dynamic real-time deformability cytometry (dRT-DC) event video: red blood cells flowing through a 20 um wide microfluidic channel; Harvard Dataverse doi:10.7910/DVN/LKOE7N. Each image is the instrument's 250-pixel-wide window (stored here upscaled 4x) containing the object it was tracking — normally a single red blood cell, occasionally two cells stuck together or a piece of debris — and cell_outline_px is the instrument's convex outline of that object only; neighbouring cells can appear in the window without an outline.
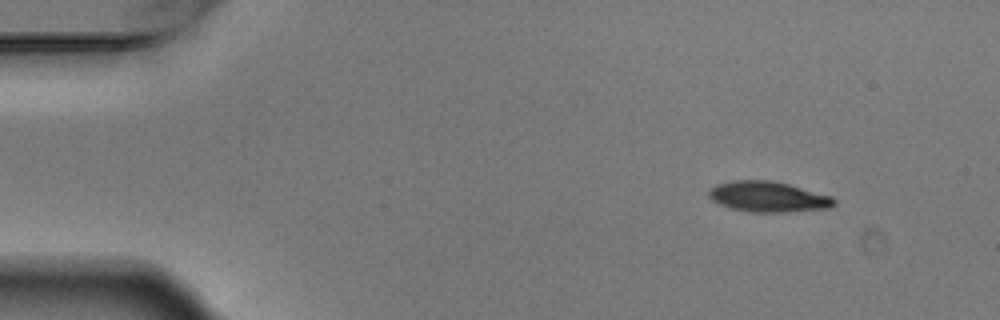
{"species": "Egyptian fruit bat (a non-hibernating species)", "species_latin": "Rousettus aegyptiacus", "temperature_condition": "warm", "stored_images_in_passage": 5, "camera_frame_rate_fps": 3000, "um_per_image_px": 0.085, "animal": {"sex": "male"}, "frame": {"image": 1, "passage_image": 1, "time_ms": 0.0, "image_size_px": [1000, 320], "cell_outline_px": [[836, 204], [832, 208], [788, 212], [752, 212], [732, 208], [720, 204], [712, 200], [708, 196], [708, 188], [716, 184], [732, 180], [772, 180], [788, 184], [832, 196], [836, 200]], "centroid_in_image_um": [65.3, 16.72], "position_along_channel_um": 19.7, "area_um2": 22.48}}
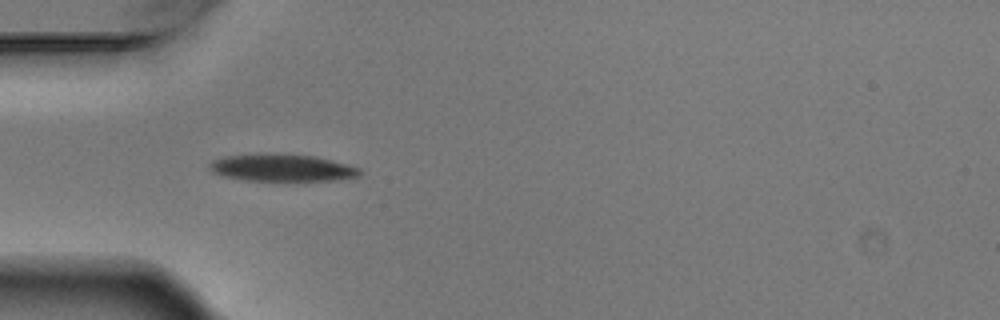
{"frame": {"image": 2, "passage_image": 4, "time_ms": 1.0, "image_size_px": [1000, 320], "cell_outline_px": [[360, 172], [356, 176], [336, 180], [244, 180], [224, 176], [212, 172], [208, 164], [212, 160], [224, 156], [260, 152], [264, 152], [316, 156], [332, 160], [360, 168]], "centroid_in_image_um": [23.9, 14.23], "position_along_channel_um": 61.1, "area_um2": 23.93}}
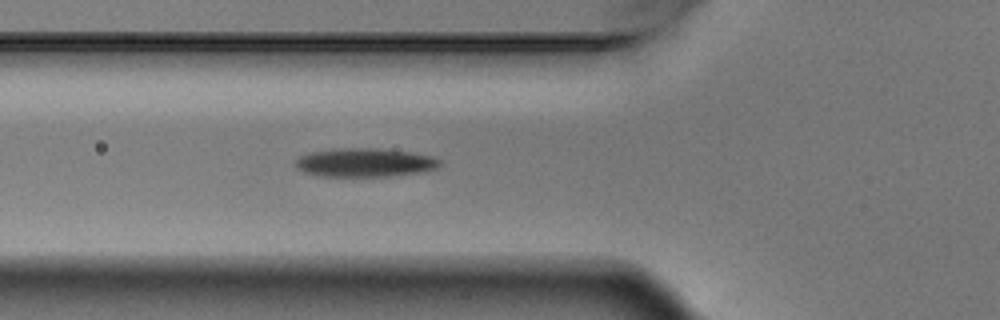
{"frame": {"image": 3, "passage_image": 5, "time_ms": 1.333, "image_size_px": [1000, 320], "cell_outline_px": [[440, 164], [436, 168], [424, 172], [388, 176], [320, 176], [304, 172], [296, 168], [296, 160], [300, 156], [312, 152], [348, 148], [376, 148], [408, 152], [432, 156], [440, 160]], "centroid_in_image_um": [31.03, 13.83], "position_along_channel_um": 94.8, "area_um2": 23.81}}